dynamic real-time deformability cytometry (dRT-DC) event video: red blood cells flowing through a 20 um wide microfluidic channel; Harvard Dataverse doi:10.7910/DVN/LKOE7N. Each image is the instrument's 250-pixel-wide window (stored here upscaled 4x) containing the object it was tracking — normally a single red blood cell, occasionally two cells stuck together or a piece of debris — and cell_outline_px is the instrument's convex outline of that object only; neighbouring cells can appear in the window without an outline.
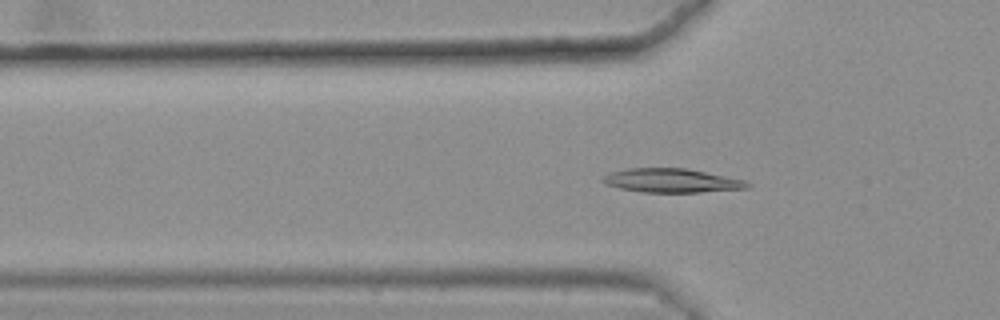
{"species": "common noctule bat (a hibernating species)", "species_latin": "Nyctalus noctula", "temperature_condition": "warm", "stored_images_in_passage": 42, "camera_frame_rate_fps": 3000, "um_per_image_px": 0.085, "animal": {"sex": "female", "body_mass_g": 25.1}, "frame": {"image": 1, "passage_image": 13, "time_ms": 4.0, "image_size_px": [1000, 320], "cell_outline_px": [[752, 184], [748, 188], [700, 192], [644, 192], [620, 188], [604, 184], [600, 180], [608, 172], [628, 168], [688, 168], [744, 180]], "centroid_in_image_um": [57.06, 15.34], "position_along_channel_um": 68.7, "area_um2": 20.17}}
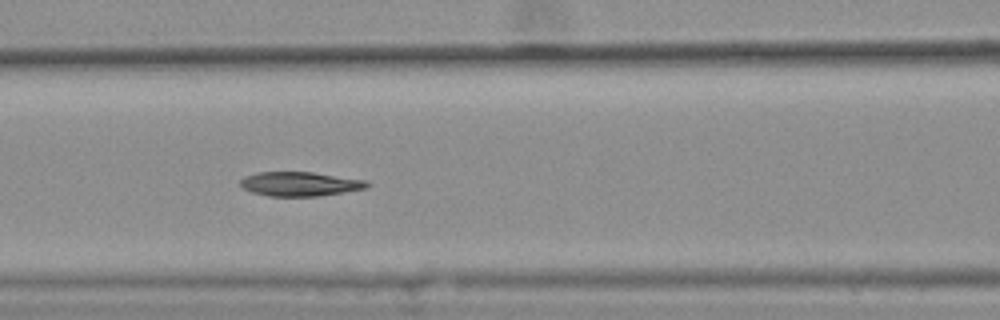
{"frame": {"image": 2, "passage_image": 19, "time_ms": 6.0, "image_size_px": [1000, 320], "cell_outline_px": [[372, 184], [368, 188], [344, 192], [316, 196], [268, 196], [252, 192], [244, 188], [240, 184], [240, 180], [244, 176], [256, 172], [312, 172], [368, 180]], "centroid_in_image_um": [25.53, 15.63], "position_along_channel_um": 141.1, "area_um2": 18.03}}
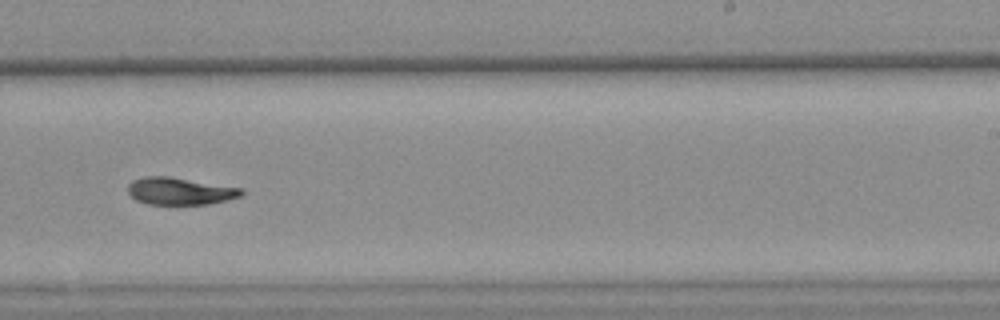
{"frame": {"image": 3, "passage_image": 30, "time_ms": 9.667, "image_size_px": [1000, 320], "cell_outline_px": [[244, 196], [212, 204], [148, 204], [136, 200], [128, 192], [128, 184], [132, 180], [144, 176], [168, 176], [244, 188]], "centroid_in_image_um": [15.35, 16.24], "position_along_channel_um": 273.7, "area_um2": 18.26}, "authors_computed_cell_mechanics": {"area_um2": 18.5538, "velocity_mm_per_s": 3.6284, "shape_relaxation_time_tau1_ms": 10.1512, "shape_relaxation_time_tau2_ms": null, "deformation_change_tau1": 0.2119, "deformation_change_tau2": null}}